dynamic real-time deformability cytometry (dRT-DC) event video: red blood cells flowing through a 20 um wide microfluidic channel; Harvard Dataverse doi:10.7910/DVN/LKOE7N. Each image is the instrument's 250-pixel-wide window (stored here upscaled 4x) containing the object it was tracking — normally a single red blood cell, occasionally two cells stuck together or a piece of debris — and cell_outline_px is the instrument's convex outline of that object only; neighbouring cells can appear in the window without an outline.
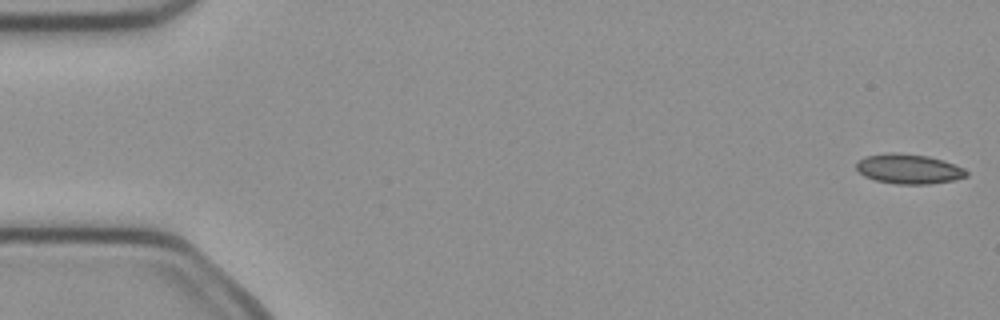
{"species": "common noctule bat (a hibernating species)", "species_latin": "Nyctalus noctula", "temperature_condition": "cold", "stored_images_in_passage": 51, "camera_frame_rate_fps": 3000, "um_per_image_px": 0.085, "animal": {"sex": "female", "body_mass_g": 21.9}, "frame": {"image": 1, "passage_image": 1, "time_ms": 0.0, "image_size_px": [1000, 320], "cell_outline_px": [[968, 176], [952, 180], [928, 184], [896, 184], [876, 180], [864, 176], [856, 168], [856, 160], [864, 156], [888, 152], [896, 152], [928, 156], [944, 160], [964, 168], [968, 172]], "centroid_in_image_um": [77.22, 14.34], "position_along_channel_um": 7.8, "area_um2": 19.25}}
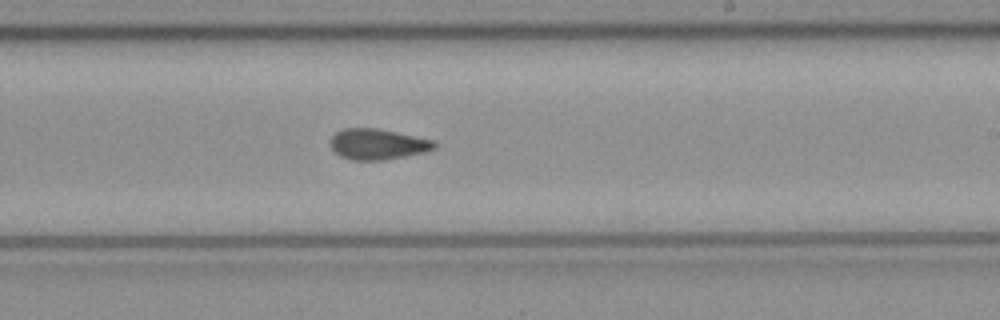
{"frame": {"image": 2, "passage_image": 30, "time_ms": 9.667, "image_size_px": [1000, 320], "cell_outline_px": [[436, 148], [424, 152], [384, 160], [352, 160], [340, 156], [328, 144], [332, 136], [336, 132], [344, 128], [376, 128], [436, 140]], "centroid_in_image_um": [32.09, 12.25], "position_along_channel_um": 256.9, "area_um2": 18.67}}
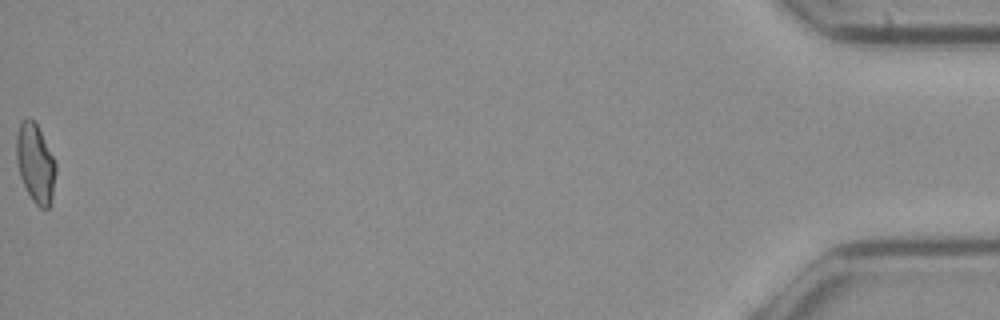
{"frame": {"image": 3, "passage_image": 51, "time_ms": 16.667, "image_size_px": [1000, 320], "cell_outline_px": [[56, 172], [52, 204], [48, 208], [40, 208], [32, 200], [20, 176], [16, 160], [16, 136], [20, 120], [28, 116], [36, 124], [56, 164]], "centroid_in_image_um": [3.0, 13.89], "position_along_channel_um": 432.2, "area_um2": 18.09}, "authors_computed_cell_mechanics": {"area_um2": 18.7272, "velocity_mm_per_s": 4.0228, "shape_relaxation_time_tau1_ms": null, "shape_relaxation_time_tau2_ms": 2.6628, "deformation_change_tau1": null, "deformation_change_tau2": 0.0799}}